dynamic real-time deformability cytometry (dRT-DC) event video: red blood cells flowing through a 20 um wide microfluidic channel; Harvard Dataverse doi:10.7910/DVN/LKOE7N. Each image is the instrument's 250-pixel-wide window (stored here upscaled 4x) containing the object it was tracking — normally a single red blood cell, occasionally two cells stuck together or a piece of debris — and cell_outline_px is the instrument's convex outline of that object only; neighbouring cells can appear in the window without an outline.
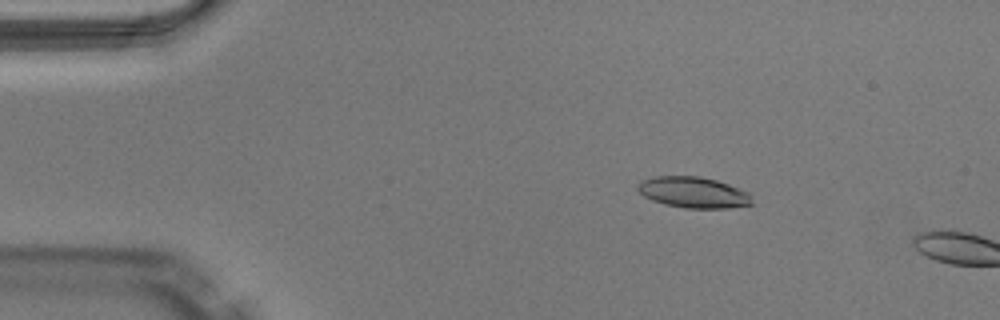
{"species": "Egyptian fruit bat (a non-hibernating species)", "species_latin": "Rousettus aegyptiacus", "temperature_condition": "warm", "stored_images_in_passage": 11, "camera_frame_rate_fps": 3000, "um_per_image_px": 0.085, "animal": {"sex": "male"}, "frame": {"image": 1, "passage_image": 8, "time_ms": 2.333, "image_size_px": [1000, 320], "cell_outline_px": [[752, 204], [728, 208], [684, 208], [664, 204], [652, 200], [644, 196], [636, 188], [640, 180], [656, 176], [700, 176], [716, 180], [752, 192]], "centroid_in_image_um": [58.96, 16.35], "position_along_channel_um": 26.0, "area_um2": 20.87}}